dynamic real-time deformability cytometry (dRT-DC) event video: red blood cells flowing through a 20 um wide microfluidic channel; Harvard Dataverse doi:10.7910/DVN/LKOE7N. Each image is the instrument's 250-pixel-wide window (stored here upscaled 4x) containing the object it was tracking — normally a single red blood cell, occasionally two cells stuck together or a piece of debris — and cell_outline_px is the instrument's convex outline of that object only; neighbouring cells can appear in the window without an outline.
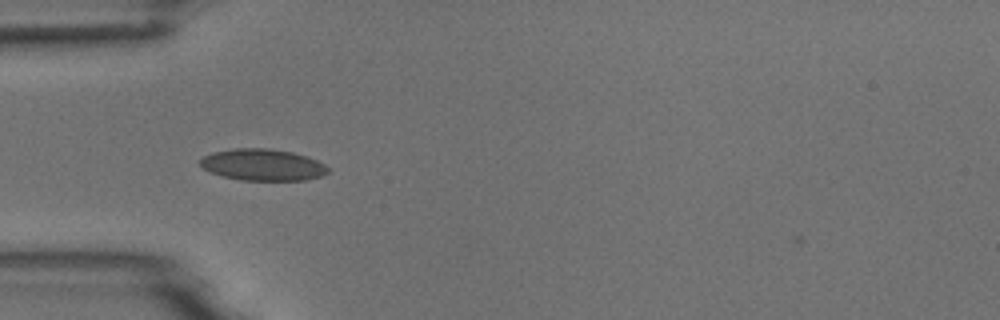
{"species": "common noctule bat (a hibernating species)", "species_latin": "Nyctalus noctula", "temperature_condition": "room temperature", "stored_images_in_passage": 4, "camera_frame_rate_fps": 3000, "um_per_image_px": 0.085, "animal": {"sex": "male", "body_mass_g": 18.8}, "frame": {"image": 1, "passage_image": 3, "time_ms": 3.333, "image_size_px": [1000, 320], "cell_outline_px": [[328, 172], [320, 176], [304, 180], [240, 180], [224, 176], [212, 172], [204, 168], [200, 164], [200, 160], [204, 156], [212, 152], [232, 148], [268, 148], [292, 152], [316, 160], [324, 164], [328, 168]], "centroid_in_image_um": [22.31, 14.0], "position_along_channel_um": 62.7, "area_um2": 23.29}}